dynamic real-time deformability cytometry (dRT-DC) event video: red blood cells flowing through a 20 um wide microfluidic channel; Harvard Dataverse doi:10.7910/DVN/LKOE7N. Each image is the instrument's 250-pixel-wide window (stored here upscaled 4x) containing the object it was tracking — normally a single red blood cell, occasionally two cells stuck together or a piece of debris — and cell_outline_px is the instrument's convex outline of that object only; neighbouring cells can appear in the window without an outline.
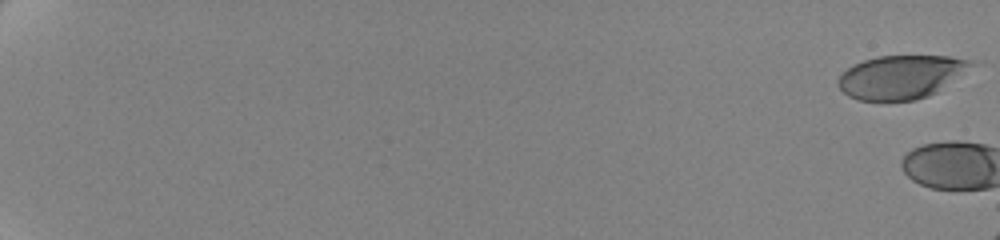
{"species": "human", "species_latin": "Homo sapiens", "temperature_condition": "cold", "stored_images_in_passage": 3, "camera_frame_rate_fps": 3000, "um_per_image_px": 0.085, "donor": {"sex": "female"}, "frame": {"image": 1, "passage_image": 1, "time_ms": 0.0, "image_size_px": [1000, 240], "cell_outline_px": [[972, 64], [936, 92], [928, 96], [916, 100], [856, 100], [848, 96], [836, 84], [836, 80], [848, 68], [864, 60], [880, 56], [948, 56], [972, 60]], "centroid_in_image_um": [76.51, 6.54], "position_along_channel_um": 8.5, "area_um2": 32.95}}